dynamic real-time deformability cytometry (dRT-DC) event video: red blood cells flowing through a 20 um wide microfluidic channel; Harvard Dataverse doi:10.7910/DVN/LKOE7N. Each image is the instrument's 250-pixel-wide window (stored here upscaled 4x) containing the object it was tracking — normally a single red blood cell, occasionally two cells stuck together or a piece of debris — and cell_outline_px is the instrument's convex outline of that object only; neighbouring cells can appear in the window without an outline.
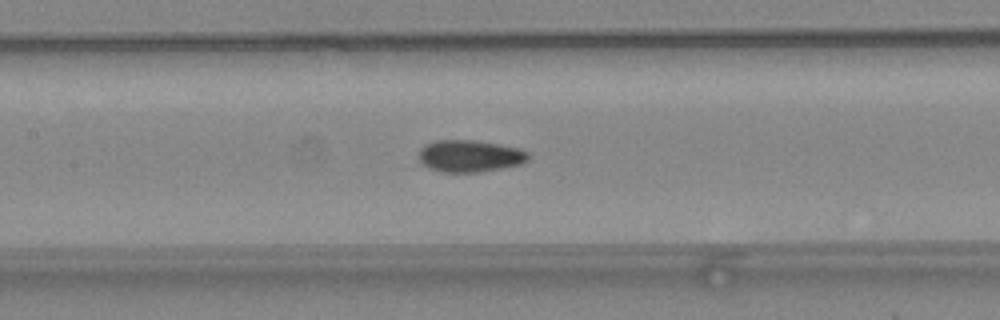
{"species": "common noctule bat (a hibernating species)", "species_latin": "Nyctalus noctula", "temperature_condition": "warm", "stored_images_in_passage": 45, "camera_frame_rate_fps": 3000, "um_per_image_px": 0.085, "animal": {"sex": "female", "body_mass_g": 24.6, "forearm_length_mm": 56.2}, "frame": {"image": 1, "passage_image": 18, "time_ms": 5.667, "image_size_px": [1000, 320], "cell_outline_px": [[528, 160], [520, 164], [480, 172], [440, 172], [428, 168], [420, 160], [420, 148], [424, 144], [436, 140], [476, 140], [520, 148], [528, 152]], "centroid_in_image_um": [39.92, 13.25], "position_along_channel_um": 167.5, "area_um2": 20.4}}
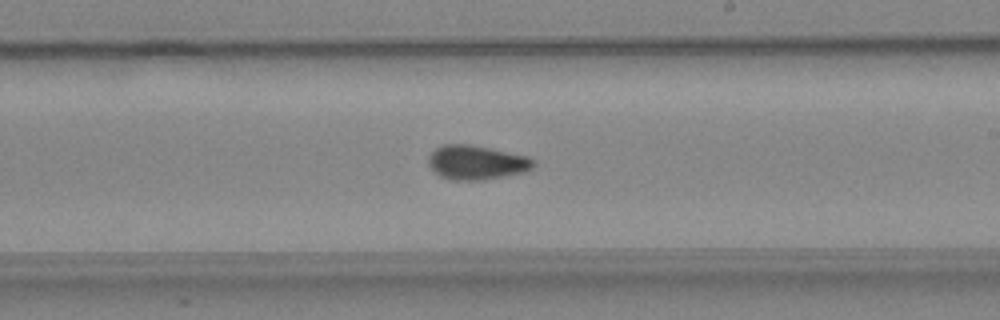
{"frame": {"image": 2, "passage_image": 24, "time_ms": 7.667, "image_size_px": [1000, 320], "cell_outline_px": [[536, 164], [528, 172], [484, 180], [452, 180], [440, 176], [428, 164], [428, 156], [440, 144], [468, 144], [528, 156], [536, 160]], "centroid_in_image_um": [40.54, 13.82], "position_along_channel_um": 248.5, "area_um2": 21.15}}
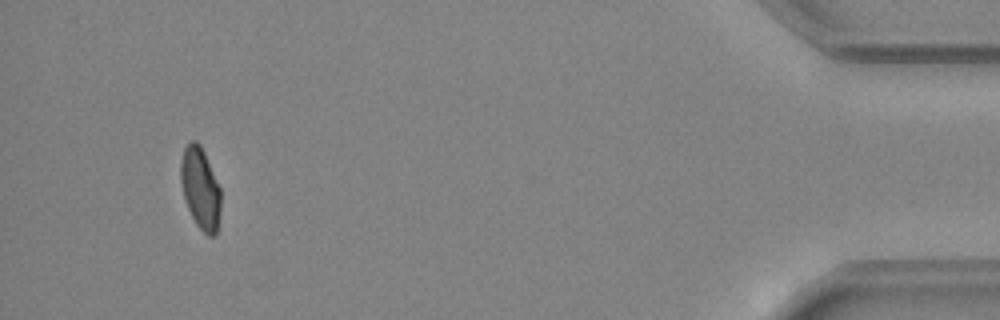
{"frame": {"image": 3, "passage_image": 42, "time_ms": 13.667, "image_size_px": [1000, 320], "cell_outline_px": [[220, 212], [216, 236], [208, 236], [196, 224], [188, 208], [184, 196], [180, 180], [180, 160], [184, 148], [192, 140], [196, 140], [200, 144], [204, 152], [220, 188]], "centroid_in_image_um": [17.02, 16.0], "position_along_channel_um": 418.2, "area_um2": 18.96}, "authors_computed_cell_mechanics": {"area_um2": 20.1722, "velocity_mm_per_s": 4.0587, "shape_relaxation_time_tau1_ms": 10.2985, "shape_relaxation_time_tau2_ms": 1.5746, "deformation_change_tau1": 0.1959, "deformation_change_tau2": 0.0483}}